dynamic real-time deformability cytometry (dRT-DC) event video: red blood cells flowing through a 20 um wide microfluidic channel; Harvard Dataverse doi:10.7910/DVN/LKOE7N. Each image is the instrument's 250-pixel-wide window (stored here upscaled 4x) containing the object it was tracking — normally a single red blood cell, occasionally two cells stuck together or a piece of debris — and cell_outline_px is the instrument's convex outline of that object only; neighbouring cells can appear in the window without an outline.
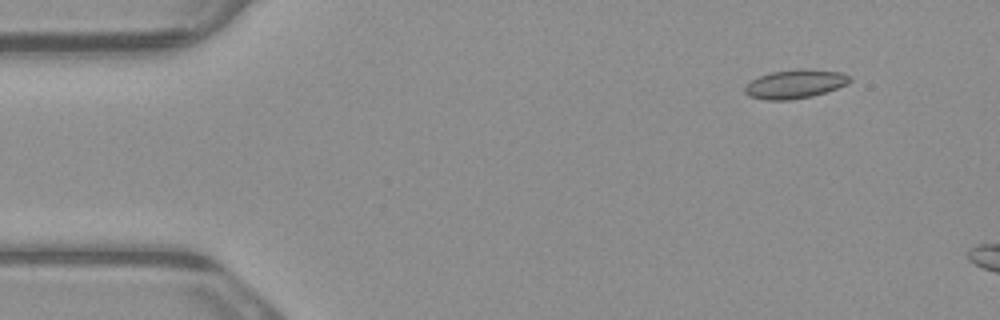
{"species": "common noctule bat (a hibernating species)", "species_latin": "Nyctalus noctula", "temperature_condition": "warm", "stored_images_in_passage": 2, "camera_frame_rate_fps": 3000, "um_per_image_px": 0.085, "animal": {"sex": "male", "body_mass_g": 23.1, "forearm_length_mm": 52.7}, "frame": {"image": 1, "passage_image": 1, "time_ms": 0.0, "image_size_px": [1000, 320], "cell_outline_px": [[852, 80], [848, 84], [812, 96], [788, 100], [768, 100], [748, 96], [744, 92], [744, 88], [752, 80], [760, 76], [772, 72], [800, 68], [840, 72], [848, 76]], "centroid_in_image_um": [67.57, 7.14], "position_along_channel_um": 17.4, "area_um2": 17.4}}